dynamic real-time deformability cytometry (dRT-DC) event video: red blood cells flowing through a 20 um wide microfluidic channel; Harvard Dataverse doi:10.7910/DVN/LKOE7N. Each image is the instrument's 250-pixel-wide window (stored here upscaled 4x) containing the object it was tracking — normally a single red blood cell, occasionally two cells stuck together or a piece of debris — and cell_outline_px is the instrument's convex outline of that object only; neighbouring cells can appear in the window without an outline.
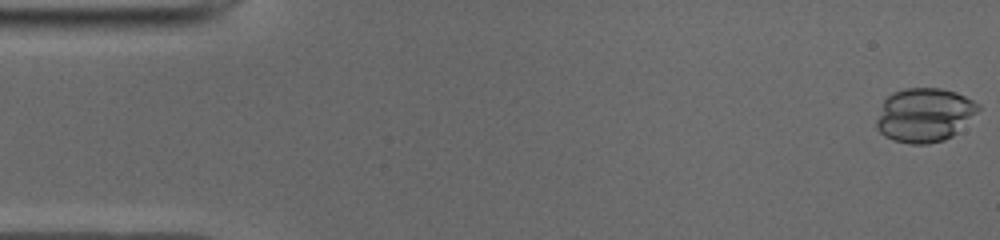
{"species": "common noctule bat (a hibernating species)", "species_latin": "Nyctalus noctula", "temperature_condition": "cold", "stored_images_in_passage": 50, "camera_frame_rate_fps": 3000, "um_per_image_px": 0.085, "animal": {"sex": "male", "body_mass_g": 19.0, "forearm_length_mm": 50.8}, "frame": {"image": 1, "passage_image": 1, "time_ms": 0.0, "image_size_px": [1000, 240], "cell_outline_px": [[980, 108], [952, 136], [944, 140], [928, 144], [912, 144], [892, 140], [884, 136], [876, 128], [876, 120], [884, 100], [892, 92], [904, 88], [940, 88], [956, 92], [980, 104]], "centroid_in_image_um": [78.54, 9.77], "position_along_channel_um": 6.5, "area_um2": 31.85}}
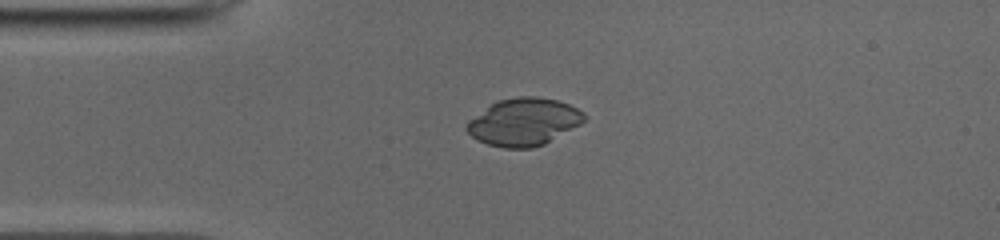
{"frame": {"image": 2, "passage_image": 12, "time_ms": 3.667, "image_size_px": [1000, 240], "cell_outline_px": [[588, 116], [580, 124], [544, 144], [532, 148], [504, 148], [488, 144], [472, 136], [464, 128], [468, 120], [492, 104], [500, 100], [520, 96], [536, 96], [556, 100], [568, 104], [584, 112]], "centroid_in_image_um": [44.53, 10.36], "position_along_channel_um": 40.5, "area_um2": 32.14}}
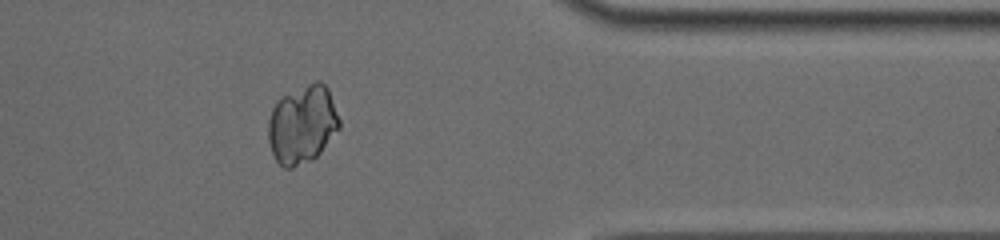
{"frame": {"image": 3, "passage_image": 41, "time_ms": 13.333, "image_size_px": [1000, 240], "cell_outline_px": [[340, 128], [320, 152], [312, 160], [292, 168], [284, 168], [276, 160], [272, 152], [268, 140], [268, 120], [272, 108], [284, 96], [316, 80], [320, 80], [328, 88], [340, 120]], "centroid_in_image_um": [25.71, 10.6], "position_along_channel_um": 385.7, "area_um2": 32.19}}